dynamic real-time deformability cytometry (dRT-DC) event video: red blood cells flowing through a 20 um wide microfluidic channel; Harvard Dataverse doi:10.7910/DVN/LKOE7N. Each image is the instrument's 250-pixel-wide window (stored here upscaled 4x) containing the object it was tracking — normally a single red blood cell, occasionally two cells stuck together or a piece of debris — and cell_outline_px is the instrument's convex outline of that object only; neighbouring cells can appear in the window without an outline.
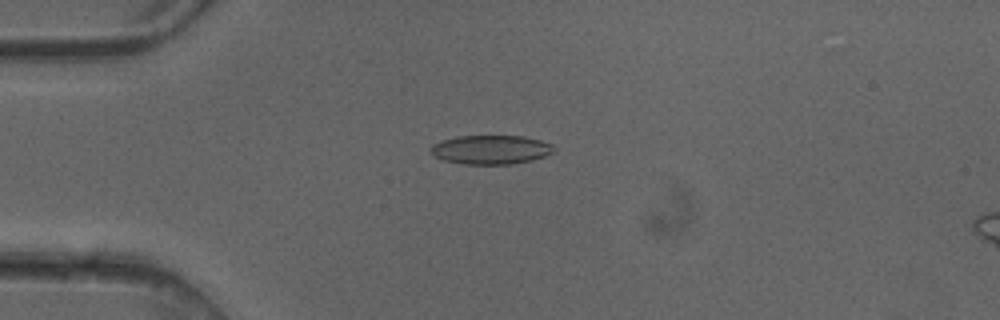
{"species": "common noctule bat (a hibernating species)", "species_latin": "Nyctalus noctula", "temperature_condition": "cold", "stored_images_in_passage": 7, "camera_frame_rate_fps": 3000, "um_per_image_px": 0.085, "animal": {"sex": "female"}, "frame": {"image": 1, "passage_image": 4, "time_ms": 1.0, "image_size_px": [1000, 320], "cell_outline_px": [[556, 148], [552, 152], [544, 156], [532, 160], [512, 164], [464, 164], [444, 160], [436, 156], [428, 148], [432, 144], [440, 140], [456, 136], [524, 136], [540, 140], [552, 144]], "centroid_in_image_um": [41.71, 12.71], "position_along_channel_um": 43.3, "area_um2": 20.87}}
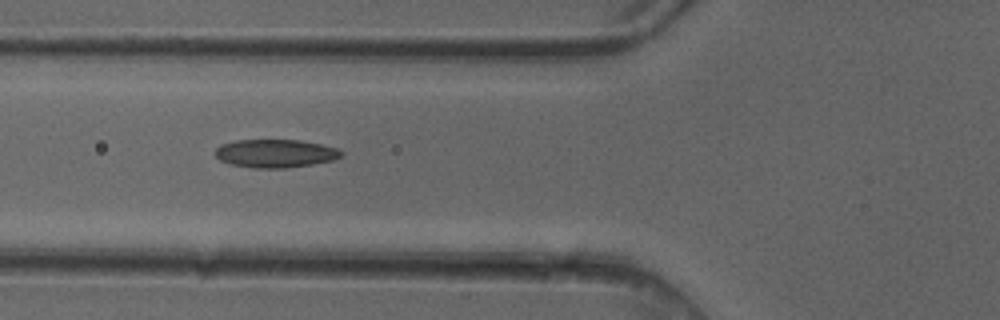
{"frame": {"image": 2, "passage_image": 6, "time_ms": 1.667, "image_size_px": [1000, 320], "cell_outline_px": [[344, 156], [332, 160], [312, 164], [284, 168], [252, 168], [228, 164], [220, 160], [212, 152], [220, 144], [232, 140], [300, 140], [320, 144], [336, 148], [344, 152]], "centroid_in_image_um": [23.36, 13.04], "position_along_channel_um": 102.4, "area_um2": 20.98}}
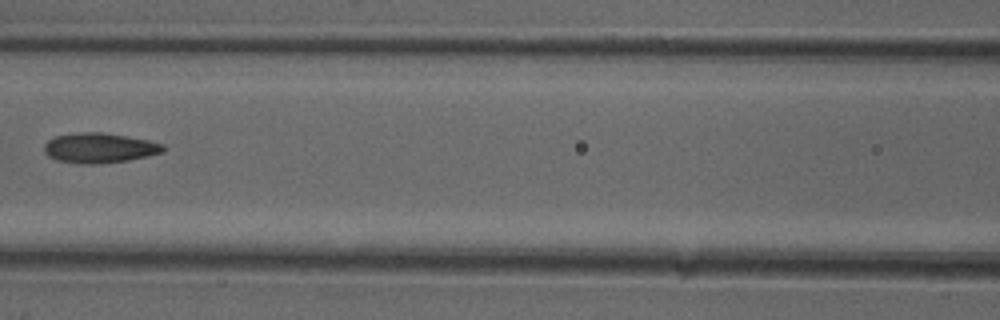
{"frame": {"image": 3, "passage_image": 7, "time_ms": 2.0, "image_size_px": [1000, 320], "cell_outline_px": [[164, 152], [148, 156], [128, 160], [92, 164], [84, 164], [56, 160], [48, 156], [44, 152], [44, 144], [48, 140], [56, 136], [80, 132], [104, 132], [148, 140], [164, 144]], "centroid_in_image_um": [8.45, 12.57], "position_along_channel_um": 158.2, "area_um2": 20.75}}